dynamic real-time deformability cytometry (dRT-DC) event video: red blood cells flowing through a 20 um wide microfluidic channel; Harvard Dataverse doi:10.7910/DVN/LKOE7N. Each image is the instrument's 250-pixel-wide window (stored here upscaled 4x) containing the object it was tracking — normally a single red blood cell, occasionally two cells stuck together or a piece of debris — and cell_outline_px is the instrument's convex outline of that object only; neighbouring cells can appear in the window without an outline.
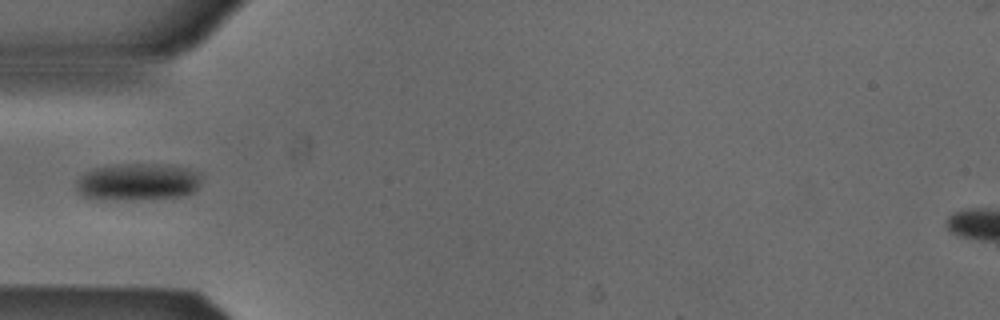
{"species": "Egyptian fruit bat (a non-hibernating species)", "species_latin": "Rousettus aegyptiacus", "temperature_condition": "cold", "stored_images_in_passage": 37, "camera_frame_rate_fps": 3000, "um_per_image_px": 0.085, "animal": {"sex": "male"}, "frame": {"image": 1, "passage_image": 1, "time_ms": 0.0, "image_size_px": [1000, 320], "cell_outline_px": [[200, 184], [192, 192], [184, 196], [120, 200], [96, 200], [84, 196], [76, 188], [76, 180], [84, 172], [96, 168], [120, 164], [172, 164], [188, 168], [200, 172]], "centroid_in_image_um": [11.71, 15.46], "position_along_channel_um": 73.3, "area_um2": 27.34}}
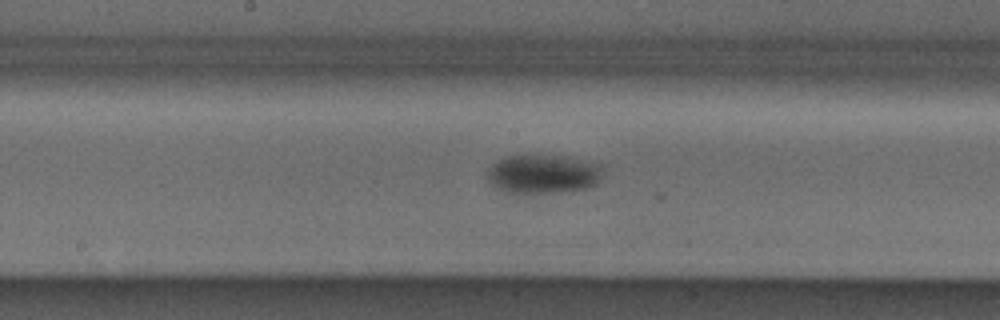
{"frame": {"image": 2, "passage_image": 11, "time_ms": 3.333, "image_size_px": [1000, 320], "cell_outline_px": [[600, 180], [596, 184], [588, 188], [556, 192], [508, 192], [496, 188], [488, 180], [488, 168], [492, 164], [508, 156], [560, 156], [600, 164]], "centroid_in_image_um": [46.15, 14.8], "position_along_channel_um": 202.1, "area_um2": 25.49}}
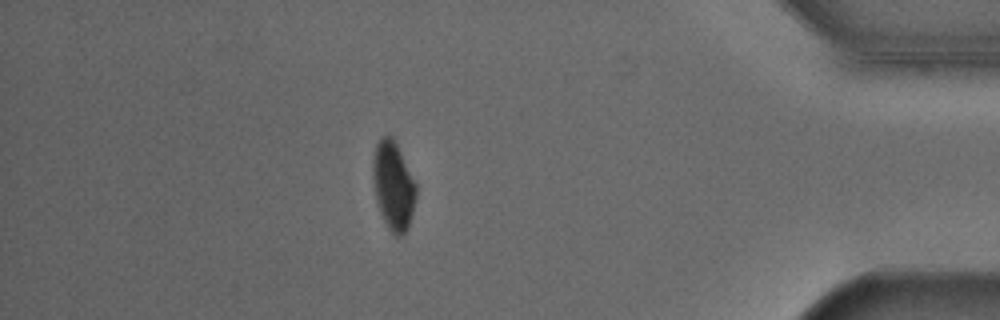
{"frame": {"image": 3, "passage_image": 30, "time_ms": 9.667, "image_size_px": [1000, 320], "cell_outline_px": [[416, 196], [408, 228], [404, 236], [396, 236], [388, 228], [380, 212], [376, 200], [372, 176], [372, 160], [376, 144], [380, 136], [392, 136], [416, 184]], "centroid_in_image_um": [33.41, 15.79], "position_along_channel_um": 401.8, "area_um2": 22.14}}